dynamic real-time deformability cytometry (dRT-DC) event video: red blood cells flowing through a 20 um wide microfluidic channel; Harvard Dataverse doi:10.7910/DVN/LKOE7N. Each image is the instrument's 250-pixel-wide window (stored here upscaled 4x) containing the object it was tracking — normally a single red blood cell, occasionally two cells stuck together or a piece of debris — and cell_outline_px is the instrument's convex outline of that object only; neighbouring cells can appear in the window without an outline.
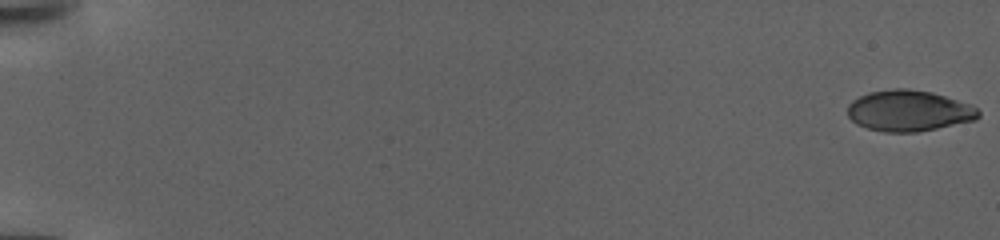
{"species": "human", "species_latin": "Homo sapiens", "temperature_condition": "warm", "stored_images_in_passage": 53, "camera_frame_rate_fps": 3000, "um_per_image_px": 0.085, "donor": {"sex": "female"}, "frame": {"image": 1, "passage_image": 1, "time_ms": 0.0, "image_size_px": [1000, 240], "cell_outline_px": [[980, 116], [976, 120], [916, 132], [884, 132], [868, 128], [856, 124], [848, 116], [848, 104], [852, 100], [868, 92], [896, 88], [908, 88], [932, 92], [968, 104], [976, 108], [980, 112]], "centroid_in_image_um": [77.22, 9.41], "position_along_channel_um": 7.8, "area_um2": 31.15}}
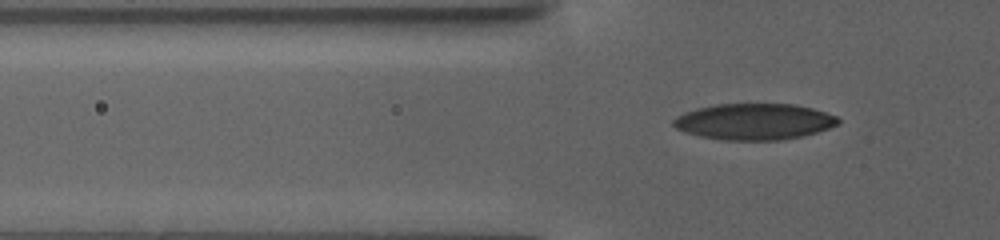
{"frame": {"image": 2, "passage_image": 49, "time_ms": 16.0, "image_size_px": [1000, 240], "cell_outline_px": [[840, 124], [816, 132], [800, 136], [780, 140], [724, 140], [700, 136], [684, 132], [676, 128], [672, 124], [672, 120], [676, 116], [684, 112], [696, 108], [716, 104], [796, 104], [812, 108], [836, 116], [840, 120]], "centroid_in_image_um": [64.07, 10.33], "position_along_channel_um": 61.7, "area_um2": 34.8}}